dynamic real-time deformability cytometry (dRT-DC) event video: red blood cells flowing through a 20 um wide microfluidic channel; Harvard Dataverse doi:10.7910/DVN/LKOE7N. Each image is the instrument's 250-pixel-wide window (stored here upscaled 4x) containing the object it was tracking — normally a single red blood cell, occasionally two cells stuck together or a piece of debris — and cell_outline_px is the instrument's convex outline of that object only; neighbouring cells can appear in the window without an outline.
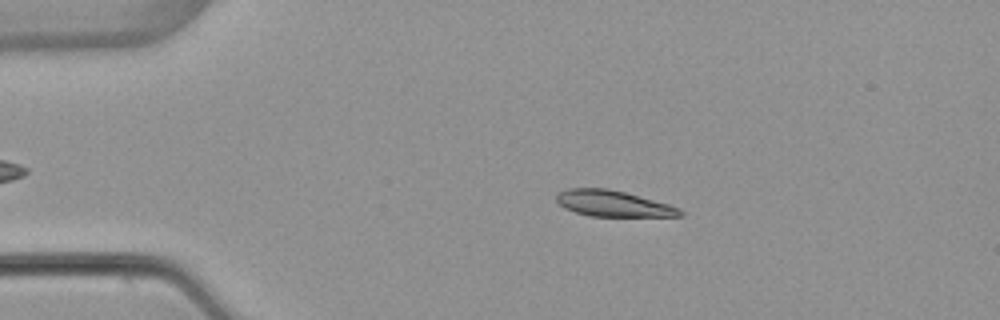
{"species": "common noctule bat (a hibernating species)", "species_latin": "Nyctalus noctula", "temperature_condition": "warm", "stored_images_in_passage": 52, "camera_frame_rate_fps": 3000, "um_per_image_px": 0.085, "animal": {"sex": "female", "body_mass_g": 22.7, "forearm_length_mm": 54.2}, "frame": {"image": 1, "passage_image": 10, "time_ms": 3.0, "image_size_px": [1000, 320], "cell_outline_px": [[684, 216], [588, 216], [564, 208], [556, 200], [556, 192], [568, 188], [608, 188], [624, 192], [668, 204], [680, 208], [684, 212]], "centroid_in_image_um": [52.09, 17.3], "position_along_channel_um": 32.9, "area_um2": 18.73}}
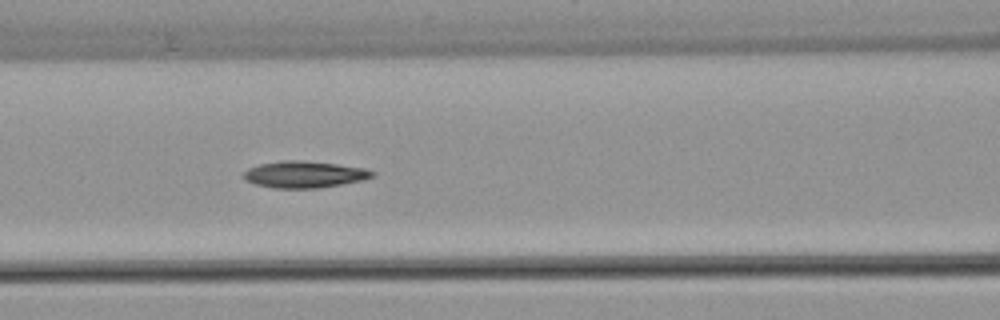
{"frame": {"image": 2, "passage_image": 22, "time_ms": 7.0, "image_size_px": [1000, 320], "cell_outline_px": [[376, 176], [364, 180], [320, 188], [272, 188], [256, 184], [244, 180], [244, 172], [248, 168], [260, 164], [284, 160], [304, 160], [368, 168], [376, 172]], "centroid_in_image_um": [25.93, 14.82], "position_along_channel_um": 140.7, "area_um2": 20.23}}
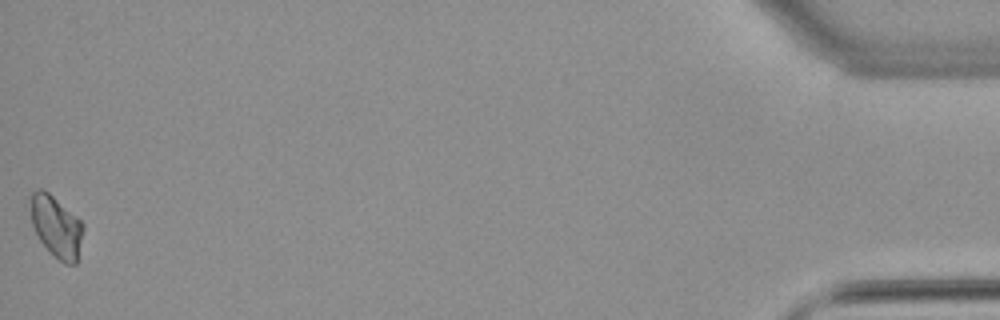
{"frame": {"image": 3, "passage_image": 52, "time_ms": 17.0, "image_size_px": [1000, 320], "cell_outline_px": [[84, 228], [76, 264], [64, 264], [40, 240], [32, 224], [28, 196], [32, 192], [40, 188], [44, 188], [76, 216], [84, 224]], "centroid_in_image_um": [4.76, 19.2], "position_along_channel_um": 430.4, "area_um2": 18.84}, "authors_computed_cell_mechanics": {"area_um2": 19.1607, "velocity_mm_per_s": 3.8963, "shape_relaxation_time_tau1_ms": 5.1957, "shape_relaxation_time_tau2_ms": null, "deformation_change_tau1": 0.1277, "deformation_change_tau2": null}}